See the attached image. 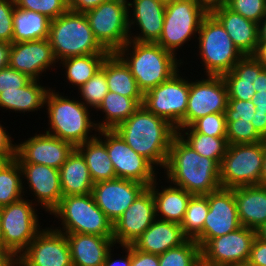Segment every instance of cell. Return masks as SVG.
<instances>
[{"mask_svg": "<svg viewBox=\"0 0 266 266\" xmlns=\"http://www.w3.org/2000/svg\"><path fill=\"white\" fill-rule=\"evenodd\" d=\"M164 169L170 184L192 195H207L221 188L219 165L201 156L178 133L172 139Z\"/></svg>", "mask_w": 266, "mask_h": 266, "instance_id": "cell-1", "label": "cell"}, {"mask_svg": "<svg viewBox=\"0 0 266 266\" xmlns=\"http://www.w3.org/2000/svg\"><path fill=\"white\" fill-rule=\"evenodd\" d=\"M122 139L153 166L164 168L170 145L177 134L167 120L141 105L128 119L114 129Z\"/></svg>", "mask_w": 266, "mask_h": 266, "instance_id": "cell-2", "label": "cell"}, {"mask_svg": "<svg viewBox=\"0 0 266 266\" xmlns=\"http://www.w3.org/2000/svg\"><path fill=\"white\" fill-rule=\"evenodd\" d=\"M116 54L128 66L143 94L168 80L183 63L158 43L129 40Z\"/></svg>", "mask_w": 266, "mask_h": 266, "instance_id": "cell-3", "label": "cell"}, {"mask_svg": "<svg viewBox=\"0 0 266 266\" xmlns=\"http://www.w3.org/2000/svg\"><path fill=\"white\" fill-rule=\"evenodd\" d=\"M65 97L50 88L45 105L48 107L46 109L49 115L48 125L51 128L49 127L46 133L67 141L76 147L97 136L96 134L89 135L91 129L97 132L99 130L96 123H94L95 121H91L89 107H86L82 101L79 102Z\"/></svg>", "mask_w": 266, "mask_h": 266, "instance_id": "cell-4", "label": "cell"}, {"mask_svg": "<svg viewBox=\"0 0 266 266\" xmlns=\"http://www.w3.org/2000/svg\"><path fill=\"white\" fill-rule=\"evenodd\" d=\"M48 40L57 61L89 54H109L96 40L85 14L69 9L50 21Z\"/></svg>", "mask_w": 266, "mask_h": 266, "instance_id": "cell-5", "label": "cell"}, {"mask_svg": "<svg viewBox=\"0 0 266 266\" xmlns=\"http://www.w3.org/2000/svg\"><path fill=\"white\" fill-rule=\"evenodd\" d=\"M62 221L55 228L62 233H83L101 237H113V223L96 205L92 193L63 196L58 206L50 213Z\"/></svg>", "mask_w": 266, "mask_h": 266, "instance_id": "cell-6", "label": "cell"}, {"mask_svg": "<svg viewBox=\"0 0 266 266\" xmlns=\"http://www.w3.org/2000/svg\"><path fill=\"white\" fill-rule=\"evenodd\" d=\"M198 36L199 55L205 66L206 76H222L232 71L234 65L244 56L210 12L203 18Z\"/></svg>", "mask_w": 266, "mask_h": 266, "instance_id": "cell-7", "label": "cell"}, {"mask_svg": "<svg viewBox=\"0 0 266 266\" xmlns=\"http://www.w3.org/2000/svg\"><path fill=\"white\" fill-rule=\"evenodd\" d=\"M264 158V141L228 145L219 166L221 188L259 185Z\"/></svg>", "mask_w": 266, "mask_h": 266, "instance_id": "cell-8", "label": "cell"}, {"mask_svg": "<svg viewBox=\"0 0 266 266\" xmlns=\"http://www.w3.org/2000/svg\"><path fill=\"white\" fill-rule=\"evenodd\" d=\"M128 0H108L85 14L99 44L109 53H116L130 39Z\"/></svg>", "mask_w": 266, "mask_h": 266, "instance_id": "cell-9", "label": "cell"}, {"mask_svg": "<svg viewBox=\"0 0 266 266\" xmlns=\"http://www.w3.org/2000/svg\"><path fill=\"white\" fill-rule=\"evenodd\" d=\"M208 13L196 0H175L166 5L163 30L156 43L176 56V51L190 41V37H197L201 22Z\"/></svg>", "mask_w": 266, "mask_h": 266, "instance_id": "cell-10", "label": "cell"}, {"mask_svg": "<svg viewBox=\"0 0 266 266\" xmlns=\"http://www.w3.org/2000/svg\"><path fill=\"white\" fill-rule=\"evenodd\" d=\"M179 70L168 80L143 95L142 105L156 116L167 120L176 131L185 128V115L189 97V81Z\"/></svg>", "mask_w": 266, "mask_h": 266, "instance_id": "cell-11", "label": "cell"}, {"mask_svg": "<svg viewBox=\"0 0 266 266\" xmlns=\"http://www.w3.org/2000/svg\"><path fill=\"white\" fill-rule=\"evenodd\" d=\"M30 201L23 197L0 208L4 246L16 258L42 230V228L40 229L38 215L35 211L36 208H34L37 204L34 205Z\"/></svg>", "mask_w": 266, "mask_h": 266, "instance_id": "cell-12", "label": "cell"}, {"mask_svg": "<svg viewBox=\"0 0 266 266\" xmlns=\"http://www.w3.org/2000/svg\"><path fill=\"white\" fill-rule=\"evenodd\" d=\"M112 162L116 178L132 180L149 187L156 180V169L136 153L115 130H99ZM156 174V175H155Z\"/></svg>", "mask_w": 266, "mask_h": 266, "instance_id": "cell-13", "label": "cell"}, {"mask_svg": "<svg viewBox=\"0 0 266 266\" xmlns=\"http://www.w3.org/2000/svg\"><path fill=\"white\" fill-rule=\"evenodd\" d=\"M256 231L244 226L226 235L210 239L201 248V266L247 263Z\"/></svg>", "mask_w": 266, "mask_h": 266, "instance_id": "cell-14", "label": "cell"}, {"mask_svg": "<svg viewBox=\"0 0 266 266\" xmlns=\"http://www.w3.org/2000/svg\"><path fill=\"white\" fill-rule=\"evenodd\" d=\"M17 266H73L66 235L53 228L42 229L18 256Z\"/></svg>", "mask_w": 266, "mask_h": 266, "instance_id": "cell-15", "label": "cell"}, {"mask_svg": "<svg viewBox=\"0 0 266 266\" xmlns=\"http://www.w3.org/2000/svg\"><path fill=\"white\" fill-rule=\"evenodd\" d=\"M227 106L228 90L222 76L207 75L205 79L190 81L185 128L203 116L225 113Z\"/></svg>", "mask_w": 266, "mask_h": 266, "instance_id": "cell-16", "label": "cell"}, {"mask_svg": "<svg viewBox=\"0 0 266 266\" xmlns=\"http://www.w3.org/2000/svg\"><path fill=\"white\" fill-rule=\"evenodd\" d=\"M207 199L209 211L204 221L203 235L197 241L200 248L210 239L226 235L241 227L232 189L220 188L207 194Z\"/></svg>", "mask_w": 266, "mask_h": 266, "instance_id": "cell-17", "label": "cell"}, {"mask_svg": "<svg viewBox=\"0 0 266 266\" xmlns=\"http://www.w3.org/2000/svg\"><path fill=\"white\" fill-rule=\"evenodd\" d=\"M76 147L48 133L35 134L16 145L18 163L42 164L60 169Z\"/></svg>", "mask_w": 266, "mask_h": 266, "instance_id": "cell-18", "label": "cell"}, {"mask_svg": "<svg viewBox=\"0 0 266 266\" xmlns=\"http://www.w3.org/2000/svg\"><path fill=\"white\" fill-rule=\"evenodd\" d=\"M156 219L152 191L146 187L113 224L115 244L131 245Z\"/></svg>", "mask_w": 266, "mask_h": 266, "instance_id": "cell-19", "label": "cell"}, {"mask_svg": "<svg viewBox=\"0 0 266 266\" xmlns=\"http://www.w3.org/2000/svg\"><path fill=\"white\" fill-rule=\"evenodd\" d=\"M147 186L132 180L115 178L94 184L96 205L114 224Z\"/></svg>", "mask_w": 266, "mask_h": 266, "instance_id": "cell-20", "label": "cell"}, {"mask_svg": "<svg viewBox=\"0 0 266 266\" xmlns=\"http://www.w3.org/2000/svg\"><path fill=\"white\" fill-rule=\"evenodd\" d=\"M56 62L58 61L48 38L11 44L9 67L27 75L32 80H39V76Z\"/></svg>", "mask_w": 266, "mask_h": 266, "instance_id": "cell-21", "label": "cell"}, {"mask_svg": "<svg viewBox=\"0 0 266 266\" xmlns=\"http://www.w3.org/2000/svg\"><path fill=\"white\" fill-rule=\"evenodd\" d=\"M22 179L27 180L31 192L37 197V204L50 213L58 206L62 195L59 169L42 164L18 163Z\"/></svg>", "mask_w": 266, "mask_h": 266, "instance_id": "cell-22", "label": "cell"}, {"mask_svg": "<svg viewBox=\"0 0 266 266\" xmlns=\"http://www.w3.org/2000/svg\"><path fill=\"white\" fill-rule=\"evenodd\" d=\"M128 10L130 7L133 8V19H131V13L128 14L129 30L131 26H138L141 33L136 36H129L131 41L137 42H150L156 43L162 33L164 16H165V5L157 0H133L127 2ZM132 37V38H131Z\"/></svg>", "mask_w": 266, "mask_h": 266, "instance_id": "cell-23", "label": "cell"}, {"mask_svg": "<svg viewBox=\"0 0 266 266\" xmlns=\"http://www.w3.org/2000/svg\"><path fill=\"white\" fill-rule=\"evenodd\" d=\"M210 13L221 23L244 56L256 52L259 42L258 24L233 12L226 5L216 7Z\"/></svg>", "mask_w": 266, "mask_h": 266, "instance_id": "cell-24", "label": "cell"}, {"mask_svg": "<svg viewBox=\"0 0 266 266\" xmlns=\"http://www.w3.org/2000/svg\"><path fill=\"white\" fill-rule=\"evenodd\" d=\"M186 240L180 224L155 219L132 245L140 251L159 255Z\"/></svg>", "mask_w": 266, "mask_h": 266, "instance_id": "cell-25", "label": "cell"}, {"mask_svg": "<svg viewBox=\"0 0 266 266\" xmlns=\"http://www.w3.org/2000/svg\"><path fill=\"white\" fill-rule=\"evenodd\" d=\"M73 266H102L107 252L114 246L113 237L83 233H64Z\"/></svg>", "mask_w": 266, "mask_h": 266, "instance_id": "cell-26", "label": "cell"}, {"mask_svg": "<svg viewBox=\"0 0 266 266\" xmlns=\"http://www.w3.org/2000/svg\"><path fill=\"white\" fill-rule=\"evenodd\" d=\"M265 67L253 56H243L232 71L222 75L228 90V99L252 100L255 95L253 82Z\"/></svg>", "mask_w": 266, "mask_h": 266, "instance_id": "cell-27", "label": "cell"}, {"mask_svg": "<svg viewBox=\"0 0 266 266\" xmlns=\"http://www.w3.org/2000/svg\"><path fill=\"white\" fill-rule=\"evenodd\" d=\"M232 190L241 226L256 230L266 223V187L253 185Z\"/></svg>", "mask_w": 266, "mask_h": 266, "instance_id": "cell-28", "label": "cell"}, {"mask_svg": "<svg viewBox=\"0 0 266 266\" xmlns=\"http://www.w3.org/2000/svg\"><path fill=\"white\" fill-rule=\"evenodd\" d=\"M157 184L156 179L149 186L155 201L156 219L181 224L192 194L175 185L162 186L160 191Z\"/></svg>", "mask_w": 266, "mask_h": 266, "instance_id": "cell-29", "label": "cell"}, {"mask_svg": "<svg viewBox=\"0 0 266 266\" xmlns=\"http://www.w3.org/2000/svg\"><path fill=\"white\" fill-rule=\"evenodd\" d=\"M63 196L92 193L94 182L82 155L75 149L59 169Z\"/></svg>", "mask_w": 266, "mask_h": 266, "instance_id": "cell-30", "label": "cell"}, {"mask_svg": "<svg viewBox=\"0 0 266 266\" xmlns=\"http://www.w3.org/2000/svg\"><path fill=\"white\" fill-rule=\"evenodd\" d=\"M49 90L41 86L39 80H31L26 86L18 88V91L1 92L0 107L20 113L38 111L45 106Z\"/></svg>", "mask_w": 266, "mask_h": 266, "instance_id": "cell-31", "label": "cell"}, {"mask_svg": "<svg viewBox=\"0 0 266 266\" xmlns=\"http://www.w3.org/2000/svg\"><path fill=\"white\" fill-rule=\"evenodd\" d=\"M76 150L84 158L89 169L91 178L95 183L116 178L109 154L105 143L102 141V136L88 140L87 142L76 146Z\"/></svg>", "mask_w": 266, "mask_h": 266, "instance_id": "cell-32", "label": "cell"}, {"mask_svg": "<svg viewBox=\"0 0 266 266\" xmlns=\"http://www.w3.org/2000/svg\"><path fill=\"white\" fill-rule=\"evenodd\" d=\"M105 75L110 92L132 99H143L144 94L139 89L130 69L116 53H109L106 56Z\"/></svg>", "mask_w": 266, "mask_h": 266, "instance_id": "cell-33", "label": "cell"}, {"mask_svg": "<svg viewBox=\"0 0 266 266\" xmlns=\"http://www.w3.org/2000/svg\"><path fill=\"white\" fill-rule=\"evenodd\" d=\"M142 103L143 99H132L109 91L96 109L105 113L103 121L96 123L98 130H114L128 119Z\"/></svg>", "mask_w": 266, "mask_h": 266, "instance_id": "cell-34", "label": "cell"}, {"mask_svg": "<svg viewBox=\"0 0 266 266\" xmlns=\"http://www.w3.org/2000/svg\"><path fill=\"white\" fill-rule=\"evenodd\" d=\"M50 21L45 15L15 6L12 43L47 39Z\"/></svg>", "mask_w": 266, "mask_h": 266, "instance_id": "cell-35", "label": "cell"}, {"mask_svg": "<svg viewBox=\"0 0 266 266\" xmlns=\"http://www.w3.org/2000/svg\"><path fill=\"white\" fill-rule=\"evenodd\" d=\"M108 54H89L61 60L67 80L76 87L84 85L98 70ZM64 65V66H63Z\"/></svg>", "mask_w": 266, "mask_h": 266, "instance_id": "cell-36", "label": "cell"}, {"mask_svg": "<svg viewBox=\"0 0 266 266\" xmlns=\"http://www.w3.org/2000/svg\"><path fill=\"white\" fill-rule=\"evenodd\" d=\"M209 211L207 195H192L182 221L181 229L187 239L196 242L203 235L205 218Z\"/></svg>", "mask_w": 266, "mask_h": 266, "instance_id": "cell-37", "label": "cell"}, {"mask_svg": "<svg viewBox=\"0 0 266 266\" xmlns=\"http://www.w3.org/2000/svg\"><path fill=\"white\" fill-rule=\"evenodd\" d=\"M21 168L15 158L0 168V208L23 198Z\"/></svg>", "mask_w": 266, "mask_h": 266, "instance_id": "cell-38", "label": "cell"}, {"mask_svg": "<svg viewBox=\"0 0 266 266\" xmlns=\"http://www.w3.org/2000/svg\"><path fill=\"white\" fill-rule=\"evenodd\" d=\"M183 133L178 134L187 144L201 156L213 159L220 166L229 145L226 137H214L198 132Z\"/></svg>", "mask_w": 266, "mask_h": 266, "instance_id": "cell-39", "label": "cell"}, {"mask_svg": "<svg viewBox=\"0 0 266 266\" xmlns=\"http://www.w3.org/2000/svg\"><path fill=\"white\" fill-rule=\"evenodd\" d=\"M159 266H201V248L195 240L187 239L180 246L159 254Z\"/></svg>", "mask_w": 266, "mask_h": 266, "instance_id": "cell-40", "label": "cell"}, {"mask_svg": "<svg viewBox=\"0 0 266 266\" xmlns=\"http://www.w3.org/2000/svg\"><path fill=\"white\" fill-rule=\"evenodd\" d=\"M81 94L82 103L86 107L97 109L102 103L104 97L109 92L107 79L105 75V60L101 69L98 70L84 85L78 88Z\"/></svg>", "mask_w": 266, "mask_h": 266, "instance_id": "cell-41", "label": "cell"}, {"mask_svg": "<svg viewBox=\"0 0 266 266\" xmlns=\"http://www.w3.org/2000/svg\"><path fill=\"white\" fill-rule=\"evenodd\" d=\"M226 127L225 113H214L197 119L189 127L179 128L177 133L198 132L214 137H226Z\"/></svg>", "mask_w": 266, "mask_h": 266, "instance_id": "cell-42", "label": "cell"}, {"mask_svg": "<svg viewBox=\"0 0 266 266\" xmlns=\"http://www.w3.org/2000/svg\"><path fill=\"white\" fill-rule=\"evenodd\" d=\"M226 138L229 145L264 141L256 132L251 121H245L241 118L237 121H227Z\"/></svg>", "mask_w": 266, "mask_h": 266, "instance_id": "cell-43", "label": "cell"}, {"mask_svg": "<svg viewBox=\"0 0 266 266\" xmlns=\"http://www.w3.org/2000/svg\"><path fill=\"white\" fill-rule=\"evenodd\" d=\"M15 6L54 20L68 10V0H14Z\"/></svg>", "mask_w": 266, "mask_h": 266, "instance_id": "cell-44", "label": "cell"}, {"mask_svg": "<svg viewBox=\"0 0 266 266\" xmlns=\"http://www.w3.org/2000/svg\"><path fill=\"white\" fill-rule=\"evenodd\" d=\"M226 6L256 24L266 15V0H227Z\"/></svg>", "mask_w": 266, "mask_h": 266, "instance_id": "cell-45", "label": "cell"}, {"mask_svg": "<svg viewBox=\"0 0 266 266\" xmlns=\"http://www.w3.org/2000/svg\"><path fill=\"white\" fill-rule=\"evenodd\" d=\"M255 109L252 100L228 99V106L225 109L226 121H237L239 118L251 121L254 117Z\"/></svg>", "mask_w": 266, "mask_h": 266, "instance_id": "cell-46", "label": "cell"}, {"mask_svg": "<svg viewBox=\"0 0 266 266\" xmlns=\"http://www.w3.org/2000/svg\"><path fill=\"white\" fill-rule=\"evenodd\" d=\"M14 0H0V41L12 44Z\"/></svg>", "mask_w": 266, "mask_h": 266, "instance_id": "cell-47", "label": "cell"}, {"mask_svg": "<svg viewBox=\"0 0 266 266\" xmlns=\"http://www.w3.org/2000/svg\"><path fill=\"white\" fill-rule=\"evenodd\" d=\"M32 79L27 75L6 67L0 70V93L18 91V88L26 86Z\"/></svg>", "mask_w": 266, "mask_h": 266, "instance_id": "cell-48", "label": "cell"}, {"mask_svg": "<svg viewBox=\"0 0 266 266\" xmlns=\"http://www.w3.org/2000/svg\"><path fill=\"white\" fill-rule=\"evenodd\" d=\"M247 263L250 266H266V242L255 237Z\"/></svg>", "mask_w": 266, "mask_h": 266, "instance_id": "cell-49", "label": "cell"}, {"mask_svg": "<svg viewBox=\"0 0 266 266\" xmlns=\"http://www.w3.org/2000/svg\"><path fill=\"white\" fill-rule=\"evenodd\" d=\"M131 266H159V255L140 251L132 245Z\"/></svg>", "mask_w": 266, "mask_h": 266, "instance_id": "cell-50", "label": "cell"}, {"mask_svg": "<svg viewBox=\"0 0 266 266\" xmlns=\"http://www.w3.org/2000/svg\"><path fill=\"white\" fill-rule=\"evenodd\" d=\"M108 0H68V9L77 13H86Z\"/></svg>", "mask_w": 266, "mask_h": 266, "instance_id": "cell-51", "label": "cell"}, {"mask_svg": "<svg viewBox=\"0 0 266 266\" xmlns=\"http://www.w3.org/2000/svg\"><path fill=\"white\" fill-rule=\"evenodd\" d=\"M122 249L124 248L126 255L121 259L114 260L112 259V249L107 252L104 263L102 266H131L132 261V244L131 245H121Z\"/></svg>", "mask_w": 266, "mask_h": 266, "instance_id": "cell-52", "label": "cell"}, {"mask_svg": "<svg viewBox=\"0 0 266 266\" xmlns=\"http://www.w3.org/2000/svg\"><path fill=\"white\" fill-rule=\"evenodd\" d=\"M0 123V150H2L10 159L16 155V145L12 144V137L6 132V128Z\"/></svg>", "mask_w": 266, "mask_h": 266, "instance_id": "cell-53", "label": "cell"}, {"mask_svg": "<svg viewBox=\"0 0 266 266\" xmlns=\"http://www.w3.org/2000/svg\"><path fill=\"white\" fill-rule=\"evenodd\" d=\"M256 132L266 140V113L255 112L253 119L251 120Z\"/></svg>", "mask_w": 266, "mask_h": 266, "instance_id": "cell-54", "label": "cell"}, {"mask_svg": "<svg viewBox=\"0 0 266 266\" xmlns=\"http://www.w3.org/2000/svg\"><path fill=\"white\" fill-rule=\"evenodd\" d=\"M252 103L255 105V112L266 113V91L255 92Z\"/></svg>", "mask_w": 266, "mask_h": 266, "instance_id": "cell-55", "label": "cell"}, {"mask_svg": "<svg viewBox=\"0 0 266 266\" xmlns=\"http://www.w3.org/2000/svg\"><path fill=\"white\" fill-rule=\"evenodd\" d=\"M11 44L0 41V70L9 66Z\"/></svg>", "mask_w": 266, "mask_h": 266, "instance_id": "cell-56", "label": "cell"}, {"mask_svg": "<svg viewBox=\"0 0 266 266\" xmlns=\"http://www.w3.org/2000/svg\"><path fill=\"white\" fill-rule=\"evenodd\" d=\"M0 266H17V258L10 251L0 250Z\"/></svg>", "mask_w": 266, "mask_h": 266, "instance_id": "cell-57", "label": "cell"}, {"mask_svg": "<svg viewBox=\"0 0 266 266\" xmlns=\"http://www.w3.org/2000/svg\"><path fill=\"white\" fill-rule=\"evenodd\" d=\"M198 4L203 6L208 12L212 9L226 5L227 0H196Z\"/></svg>", "mask_w": 266, "mask_h": 266, "instance_id": "cell-58", "label": "cell"}, {"mask_svg": "<svg viewBox=\"0 0 266 266\" xmlns=\"http://www.w3.org/2000/svg\"><path fill=\"white\" fill-rule=\"evenodd\" d=\"M253 56L266 68V42H258Z\"/></svg>", "mask_w": 266, "mask_h": 266, "instance_id": "cell-59", "label": "cell"}, {"mask_svg": "<svg viewBox=\"0 0 266 266\" xmlns=\"http://www.w3.org/2000/svg\"><path fill=\"white\" fill-rule=\"evenodd\" d=\"M254 89L258 91H266V68H264L253 82Z\"/></svg>", "mask_w": 266, "mask_h": 266, "instance_id": "cell-60", "label": "cell"}, {"mask_svg": "<svg viewBox=\"0 0 266 266\" xmlns=\"http://www.w3.org/2000/svg\"><path fill=\"white\" fill-rule=\"evenodd\" d=\"M259 42H266V15L258 24Z\"/></svg>", "mask_w": 266, "mask_h": 266, "instance_id": "cell-61", "label": "cell"}, {"mask_svg": "<svg viewBox=\"0 0 266 266\" xmlns=\"http://www.w3.org/2000/svg\"><path fill=\"white\" fill-rule=\"evenodd\" d=\"M259 186L266 187V140H264L263 168H262V172H261V178L259 181Z\"/></svg>", "mask_w": 266, "mask_h": 266, "instance_id": "cell-62", "label": "cell"}, {"mask_svg": "<svg viewBox=\"0 0 266 266\" xmlns=\"http://www.w3.org/2000/svg\"><path fill=\"white\" fill-rule=\"evenodd\" d=\"M256 231V237L266 242V223L262 224Z\"/></svg>", "mask_w": 266, "mask_h": 266, "instance_id": "cell-63", "label": "cell"}, {"mask_svg": "<svg viewBox=\"0 0 266 266\" xmlns=\"http://www.w3.org/2000/svg\"><path fill=\"white\" fill-rule=\"evenodd\" d=\"M10 160L11 159L2 150H0V168L3 167Z\"/></svg>", "mask_w": 266, "mask_h": 266, "instance_id": "cell-64", "label": "cell"}, {"mask_svg": "<svg viewBox=\"0 0 266 266\" xmlns=\"http://www.w3.org/2000/svg\"><path fill=\"white\" fill-rule=\"evenodd\" d=\"M0 250H3V251H9V250L4 246L3 233H2V228H1V221H0Z\"/></svg>", "mask_w": 266, "mask_h": 266, "instance_id": "cell-65", "label": "cell"}, {"mask_svg": "<svg viewBox=\"0 0 266 266\" xmlns=\"http://www.w3.org/2000/svg\"><path fill=\"white\" fill-rule=\"evenodd\" d=\"M157 1H159L160 3L166 6L168 4L173 3L175 0H157Z\"/></svg>", "mask_w": 266, "mask_h": 266, "instance_id": "cell-66", "label": "cell"}, {"mask_svg": "<svg viewBox=\"0 0 266 266\" xmlns=\"http://www.w3.org/2000/svg\"><path fill=\"white\" fill-rule=\"evenodd\" d=\"M223 266H250L248 263L243 264H230V265H223Z\"/></svg>", "mask_w": 266, "mask_h": 266, "instance_id": "cell-67", "label": "cell"}]
</instances>
